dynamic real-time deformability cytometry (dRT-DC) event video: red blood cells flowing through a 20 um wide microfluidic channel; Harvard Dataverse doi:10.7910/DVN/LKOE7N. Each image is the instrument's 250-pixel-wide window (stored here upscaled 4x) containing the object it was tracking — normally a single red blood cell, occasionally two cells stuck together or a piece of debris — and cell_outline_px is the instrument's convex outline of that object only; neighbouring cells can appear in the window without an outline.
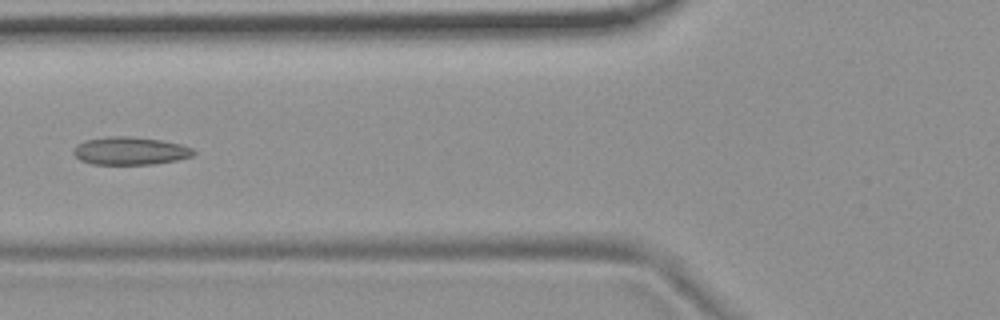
{"species": "common noctule bat (a hibernating species)", "species_latin": "Nyctalus noctula", "temperature_condition": "room temperature", "stored_images_in_passage": 5, "camera_frame_rate_fps": 3000, "um_per_image_px": 0.085, "animal": {"sex": "female", "body_mass_g": 19.9}, "frame": {"image": 1, "passage_image": 5, "time_ms": 5.333, "image_size_px": [1000, 320], "cell_outline_px": [[196, 152], [192, 156], [176, 160], [152, 164], [92, 164], [80, 160], [72, 152], [76, 144], [84, 140], [108, 136], [128, 136], [160, 140], [180, 144], [192, 148]], "centroid_in_image_um": [11.03, 12.82], "position_along_channel_um": 114.8, "area_um2": 19.48}}